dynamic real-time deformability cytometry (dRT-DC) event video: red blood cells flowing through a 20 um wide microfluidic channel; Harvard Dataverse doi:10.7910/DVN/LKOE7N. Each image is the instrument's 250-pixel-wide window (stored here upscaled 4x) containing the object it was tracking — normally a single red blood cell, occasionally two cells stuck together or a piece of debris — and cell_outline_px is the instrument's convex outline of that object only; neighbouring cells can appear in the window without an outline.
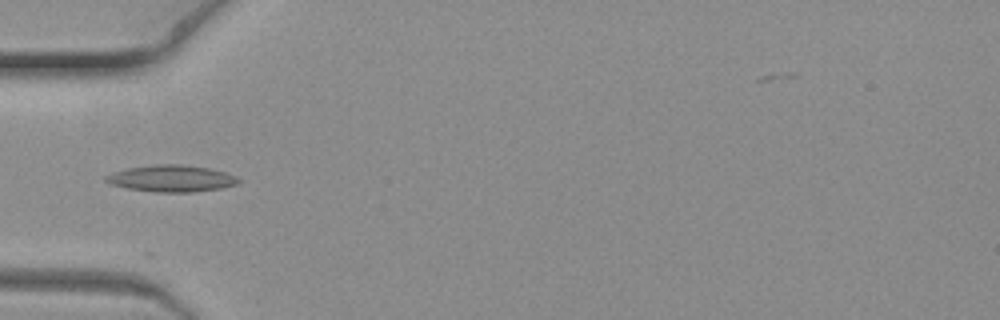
{"species": "common noctule bat (a hibernating species)", "species_latin": "Nyctalus noctula", "temperature_condition": "warm", "stored_images_in_passage": 8, "camera_frame_rate_fps": 3000, "um_per_image_px": 0.085, "animal": {"sex": "female", "body_mass_g": 19.3, "forearm_length_mm": 54.1}, "frame": {"image": 1, "passage_image": 7, "time_ms": 2.0, "image_size_px": [1000, 320], "cell_outline_px": [[240, 180], [236, 184], [220, 188], [192, 192], [156, 192], [128, 188], [108, 184], [104, 180], [104, 176], [128, 168], [156, 164], [180, 164], [208, 168], [224, 172], [236, 176]], "centroid_in_image_um": [14.54, 15.17], "position_along_channel_um": 70.5, "area_um2": 20.4}}